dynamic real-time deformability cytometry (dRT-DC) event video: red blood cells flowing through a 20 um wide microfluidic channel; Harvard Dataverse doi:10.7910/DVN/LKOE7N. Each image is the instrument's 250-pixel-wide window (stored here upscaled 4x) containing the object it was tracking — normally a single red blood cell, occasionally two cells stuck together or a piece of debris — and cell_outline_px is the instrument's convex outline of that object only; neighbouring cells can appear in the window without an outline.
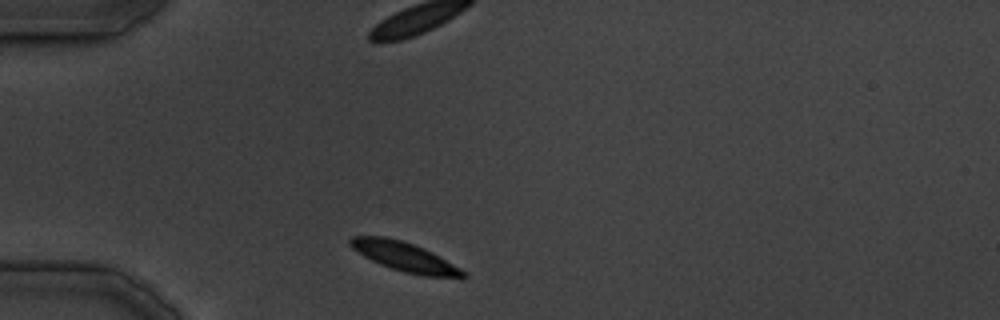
{"species": "common noctule bat (a hibernating species)", "species_latin": "Nyctalus noctula", "temperature_condition": "cold", "stored_images_in_passage": 29, "camera_frame_rate_fps": 3000, "um_per_image_px": 0.085, "animal": {"sex": "male", "body_mass_g": 19.5, "forearm_length_mm": 54.6}, "frame": {"image": 1, "passage_image": 1, "time_ms": 0.0, "image_size_px": [1000, 320], "cell_outline_px": [[468, 276], [464, 280], [460, 280], [424, 276], [404, 272], [380, 264], [364, 256], [352, 248], [348, 244], [348, 240], [352, 236], [384, 236], [400, 240], [424, 248], [432, 252], [468, 272]], "centroid_in_image_um": [34.51, 21.87], "position_along_channel_um": 50.5, "area_um2": 19.65}}
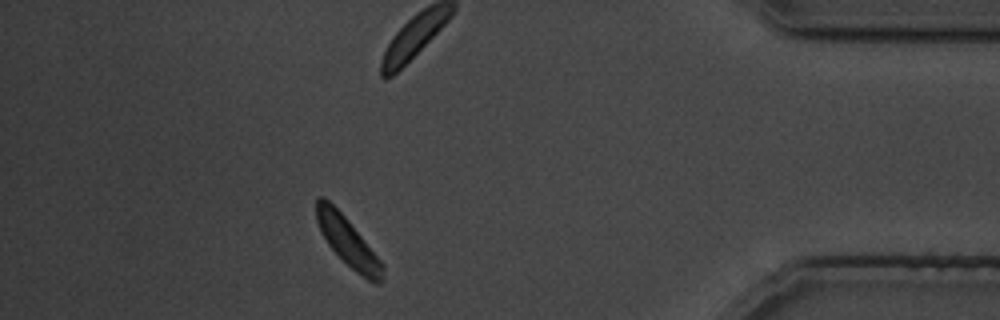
{"frame": {"image": 2, "passage_image": 25, "time_ms": 29.667, "image_size_px": [1000, 320], "cell_outline_px": [[384, 280], [380, 284], [372, 284], [356, 272], [328, 244], [316, 220], [316, 200], [320, 196], [324, 196], [348, 220], [384, 264]], "centroid_in_image_um": [29.62, 20.59], "position_along_channel_um": 405.6, "area_um2": 18.61}}